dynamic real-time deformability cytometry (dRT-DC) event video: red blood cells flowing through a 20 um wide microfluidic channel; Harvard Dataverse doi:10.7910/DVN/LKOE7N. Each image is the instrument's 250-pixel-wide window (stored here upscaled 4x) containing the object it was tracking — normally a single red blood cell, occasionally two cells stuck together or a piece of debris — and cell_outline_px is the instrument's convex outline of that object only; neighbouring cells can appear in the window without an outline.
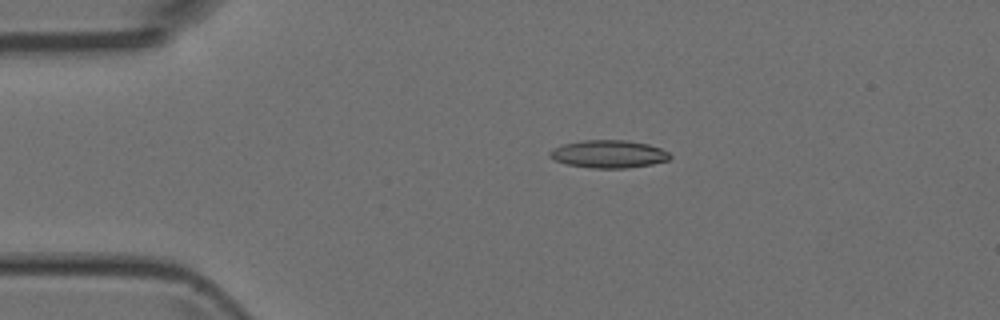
{"species": "Egyptian fruit bat (a non-hibernating species)", "species_latin": "Rousettus aegyptiacus", "temperature_condition": "room temperature", "stored_images_in_passage": 4, "camera_frame_rate_fps": 3000, "um_per_image_px": 0.085, "animal": {"sex": "female"}, "frame": {"image": 1, "passage_image": 3, "time_ms": 2.333, "image_size_px": [1000, 320], "cell_outline_px": [[672, 156], [668, 160], [652, 164], [624, 168], [588, 168], [568, 164], [556, 160], [548, 156], [548, 152], [552, 148], [564, 144], [580, 140], [628, 140], [648, 144], [660, 148], [668, 152]], "centroid_in_image_um": [51.72, 13.08], "position_along_channel_um": 33.3, "area_um2": 19.48}}